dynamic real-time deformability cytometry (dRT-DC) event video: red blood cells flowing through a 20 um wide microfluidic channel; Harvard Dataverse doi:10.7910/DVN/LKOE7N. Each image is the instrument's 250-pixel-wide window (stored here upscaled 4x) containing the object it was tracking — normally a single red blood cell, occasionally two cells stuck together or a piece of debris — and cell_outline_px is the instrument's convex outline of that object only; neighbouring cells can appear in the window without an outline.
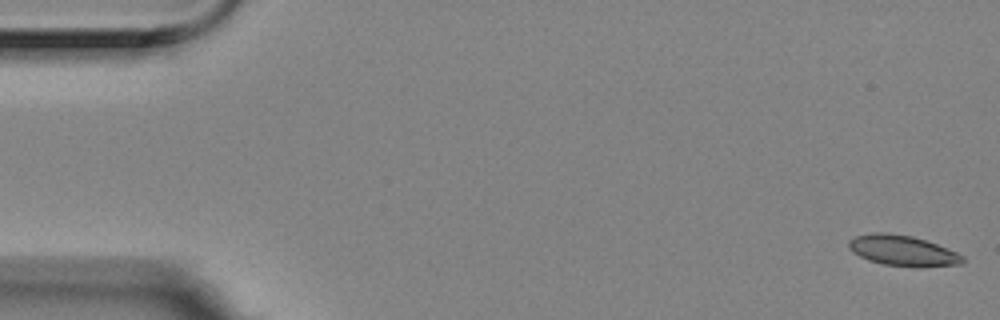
{"species": "Egyptian fruit bat (a non-hibernating species)", "species_latin": "Rousettus aegyptiacus", "temperature_condition": "room temperature", "stored_images_in_passage": 6, "camera_frame_rate_fps": 3000, "um_per_image_px": 0.085, "animal": {"sex": "female"}, "frame": {"image": 1, "passage_image": 1, "time_ms": 0.0, "image_size_px": [1000, 320], "cell_outline_px": [[964, 264], [916, 268], [884, 264], [868, 260], [852, 252], [848, 248], [848, 240], [856, 236], [872, 232], [884, 232], [912, 236], [936, 244], [956, 252], [964, 256]], "centroid_in_image_um": [76.72, 21.32], "position_along_channel_um": 8.3, "area_um2": 20.46}}
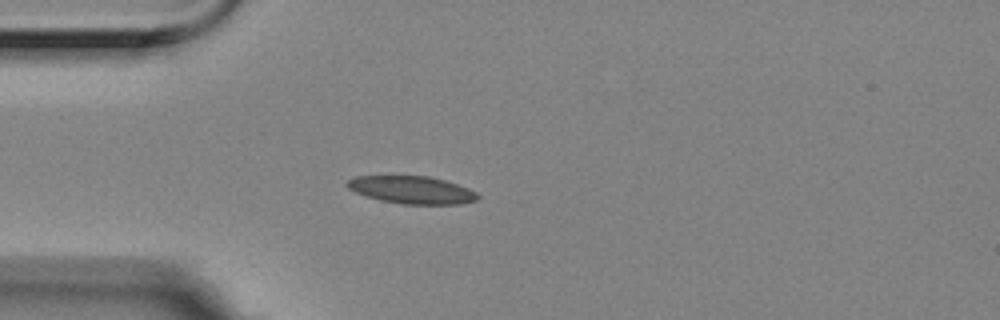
{"frame": {"image": 2, "passage_image": 5, "time_ms": 1.333, "image_size_px": [1000, 320], "cell_outline_px": [[480, 196], [476, 200], [460, 204], [404, 204], [380, 200], [356, 192], [348, 188], [344, 184], [348, 180], [356, 176], [428, 176], [444, 180], [468, 188], [476, 192]], "centroid_in_image_um": [35.0, 16.14], "position_along_channel_um": 50.0, "area_um2": 20.81}}